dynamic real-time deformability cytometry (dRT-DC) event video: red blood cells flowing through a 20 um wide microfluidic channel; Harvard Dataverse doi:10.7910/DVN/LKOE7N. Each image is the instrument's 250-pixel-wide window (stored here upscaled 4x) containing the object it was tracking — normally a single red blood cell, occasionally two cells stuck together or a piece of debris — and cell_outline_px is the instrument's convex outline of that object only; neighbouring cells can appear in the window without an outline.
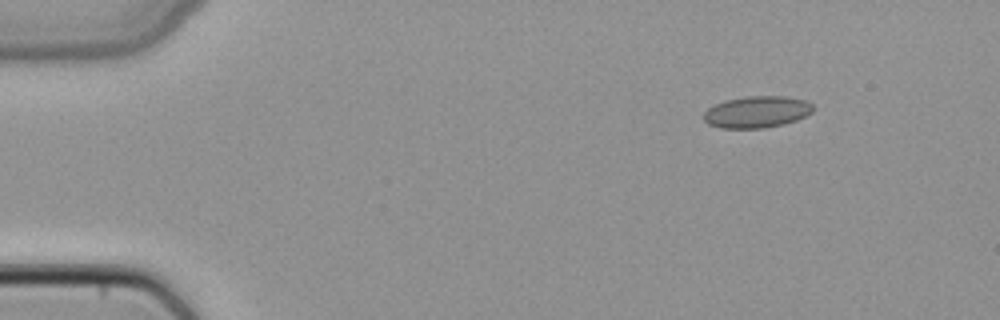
{"species": "common noctule bat (a hibernating species)", "species_latin": "Nyctalus noctula", "temperature_condition": "cold", "stored_images_in_passage": 4, "camera_frame_rate_fps": 3000, "um_per_image_px": 0.085, "animal": {"sex": "female", "body_mass_g": 22.7, "forearm_length_mm": 54.2}, "frame": {"image": 1, "passage_image": 2, "time_ms": 0.333, "image_size_px": [1000, 320], "cell_outline_px": [[812, 112], [796, 120], [784, 124], [764, 128], [720, 128], [708, 124], [704, 120], [704, 112], [708, 108], [724, 100], [748, 96], [784, 96], [804, 100], [812, 104]], "centroid_in_image_um": [64.31, 9.52], "position_along_channel_um": 20.7, "area_um2": 20.11}}